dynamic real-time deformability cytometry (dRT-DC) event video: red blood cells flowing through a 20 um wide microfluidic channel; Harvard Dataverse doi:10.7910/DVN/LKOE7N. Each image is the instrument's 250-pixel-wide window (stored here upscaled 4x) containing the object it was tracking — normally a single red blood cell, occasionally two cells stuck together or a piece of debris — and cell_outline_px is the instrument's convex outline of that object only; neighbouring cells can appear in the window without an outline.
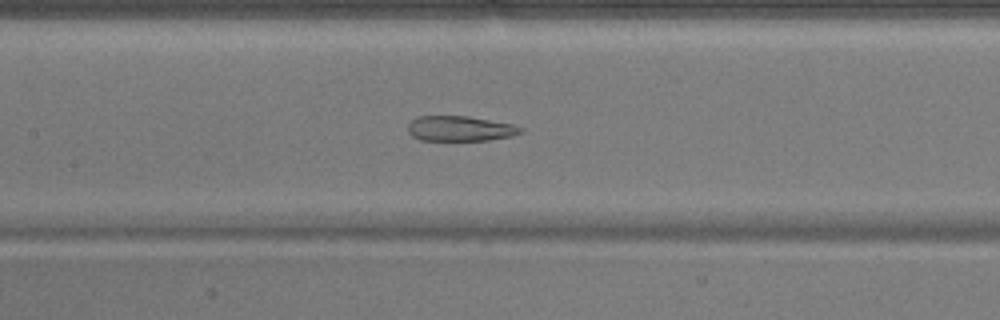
{"species": "common noctule bat (a hibernating species)", "species_latin": "Nyctalus noctula", "temperature_condition": "warm", "stored_images_in_passage": 40, "camera_frame_rate_fps": 3000, "um_per_image_px": 0.085, "animal": {"sex": "male", "body_mass_g": 17.9}, "frame": {"image": 1, "passage_image": 13, "time_ms": 4.0, "image_size_px": [1000, 320], "cell_outline_px": [[524, 132], [512, 136], [488, 140], [420, 140], [412, 136], [408, 132], [408, 124], [416, 116], [468, 116], [512, 124], [524, 128]], "centroid_in_image_um": [39.11, 10.93], "position_along_channel_um": 168.3, "area_um2": 16.59}}
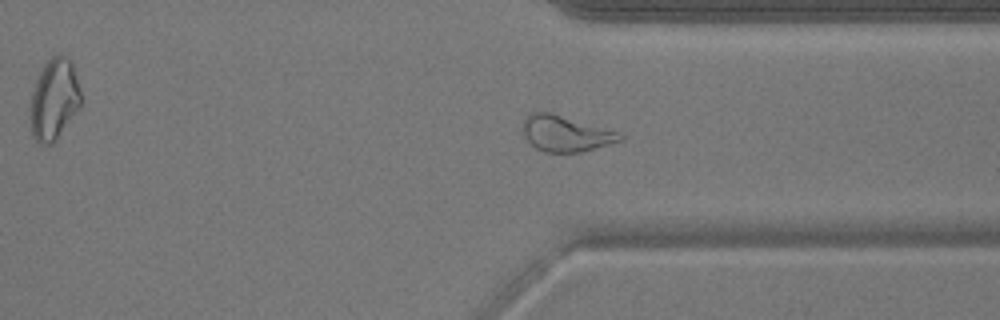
{"frame": {"image": 2, "passage_image": 28, "time_ms": 9.0, "image_size_px": [1000, 320], "cell_outline_px": [[624, 140], [580, 152], [544, 152], [536, 148], [524, 136], [524, 120], [528, 112], [552, 112], [620, 132], [624, 136]], "centroid_in_image_um": [48.11, 11.34], "position_along_channel_um": 363.3, "area_um2": 20.35}}
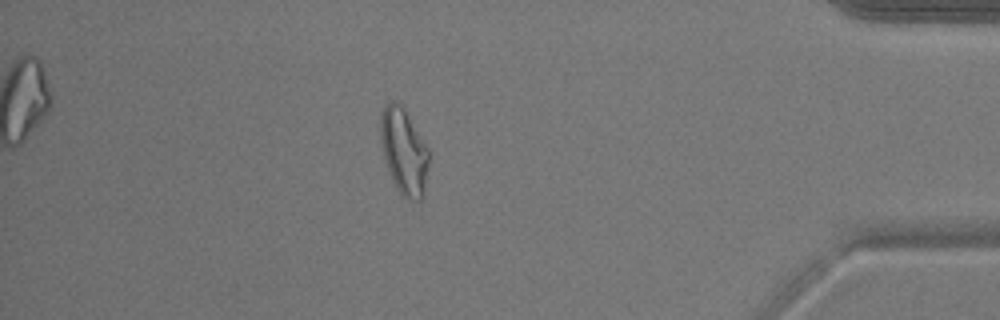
{"frame": {"image": 3, "passage_image": 34, "time_ms": 11.0, "image_size_px": [1000, 320], "cell_outline_px": [[428, 164], [424, 192], [420, 200], [416, 200], [404, 196], [396, 188], [384, 160], [380, 140], [380, 112], [384, 104], [392, 100], [396, 100], [404, 104], [428, 148]], "centroid_in_image_um": [34.3, 12.75], "position_along_channel_um": 400.9, "area_um2": 24.62}, "authors_computed_cell_mechanics": {"area_um2": 19.5942, "velocity_mm_per_s": 3.9075, "shape_relaxation_time_tau1_ms": null, "shape_relaxation_time_tau2_ms": 2.4213, "deformation_change_tau1": null, "deformation_change_tau2": 0.11}}